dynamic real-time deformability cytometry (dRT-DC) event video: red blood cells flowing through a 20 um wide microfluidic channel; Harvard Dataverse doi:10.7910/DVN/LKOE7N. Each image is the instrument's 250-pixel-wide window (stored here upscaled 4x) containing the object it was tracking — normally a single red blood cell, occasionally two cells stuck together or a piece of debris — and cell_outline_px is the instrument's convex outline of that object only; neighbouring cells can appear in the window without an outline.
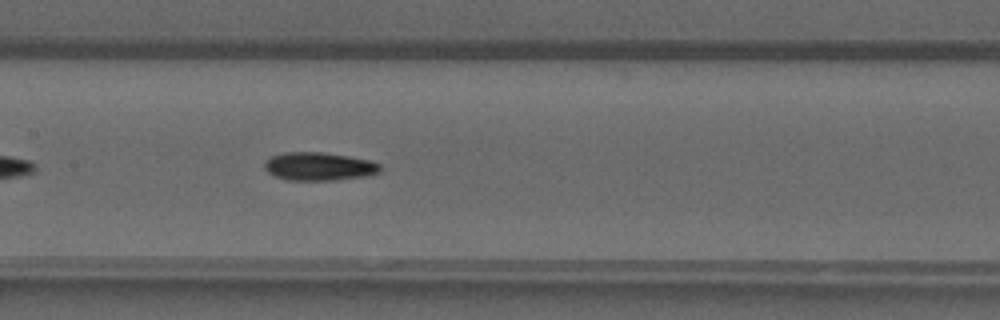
{"species": "common noctule bat (a hibernating species)", "species_latin": "Nyctalus noctula", "temperature_condition": "warm", "stored_images_in_passage": 35, "camera_frame_rate_fps": 3000, "um_per_image_px": 0.085, "animal": {"sex": "male", "forearm_length_mm": 52.5}, "frame": {"image": 1, "passage_image": 11, "time_ms": 3.333, "image_size_px": [1000, 320], "cell_outline_px": [[384, 168], [380, 172], [368, 176], [336, 180], [288, 180], [276, 176], [268, 172], [264, 168], [264, 164], [272, 156], [284, 152], [324, 152], [372, 160], [380, 164]], "centroid_in_image_um": [27.19, 14.14], "position_along_channel_um": 180.2, "area_um2": 19.19}}
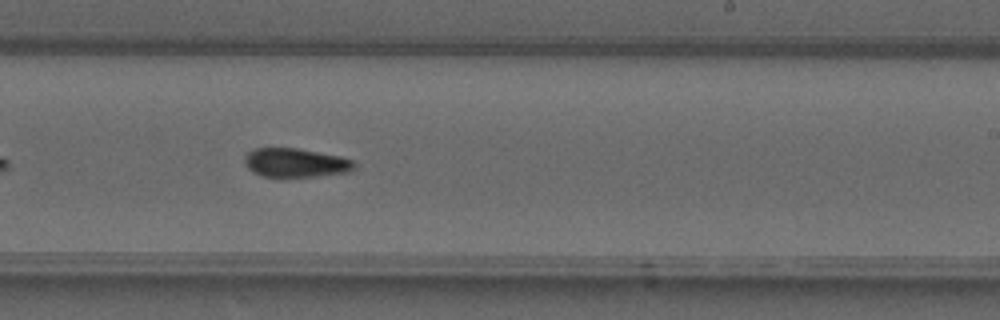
{"frame": {"image": 2, "passage_image": 17, "time_ms": 5.333, "image_size_px": [1000, 320], "cell_outline_px": [[356, 168], [348, 172], [316, 176], [260, 176], [252, 172], [244, 164], [244, 156], [248, 152], [256, 148], [296, 148], [340, 156], [352, 160], [356, 164]], "centroid_in_image_um": [25.11, 13.83], "position_along_channel_um": 263.9, "area_um2": 18.44}}
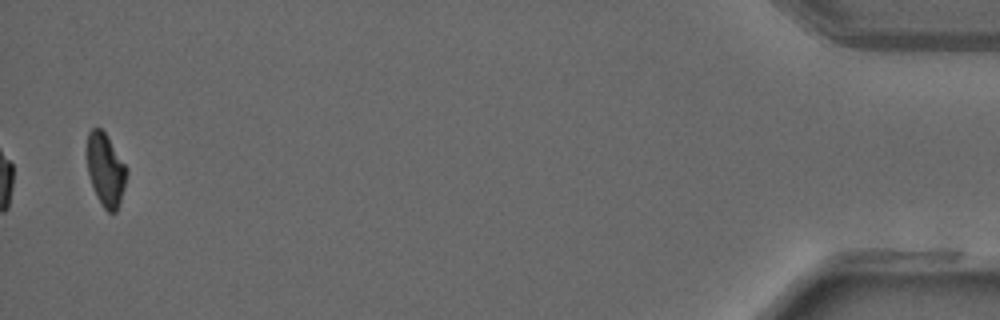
{"frame": {"image": 3, "passage_image": 35, "time_ms": 11.333, "image_size_px": [1000, 320], "cell_outline_px": [[128, 172], [124, 188], [116, 212], [108, 212], [104, 208], [96, 196], [88, 172], [88, 132], [92, 128], [100, 128], [104, 132], [128, 168]], "centroid_in_image_um": [9.0, 14.44], "position_along_channel_um": 426.2, "area_um2": 16.47}, "authors_computed_cell_mechanics": {"area_um2": 18.6694, "velocity_mm_per_s": 4.2018, "shape_relaxation_time_tau1_ms": 8.8726, "shape_relaxation_time_tau2_ms": 5.0832, "deformation_change_tau1": 0.248, "deformation_change_tau2": 0.1213}}